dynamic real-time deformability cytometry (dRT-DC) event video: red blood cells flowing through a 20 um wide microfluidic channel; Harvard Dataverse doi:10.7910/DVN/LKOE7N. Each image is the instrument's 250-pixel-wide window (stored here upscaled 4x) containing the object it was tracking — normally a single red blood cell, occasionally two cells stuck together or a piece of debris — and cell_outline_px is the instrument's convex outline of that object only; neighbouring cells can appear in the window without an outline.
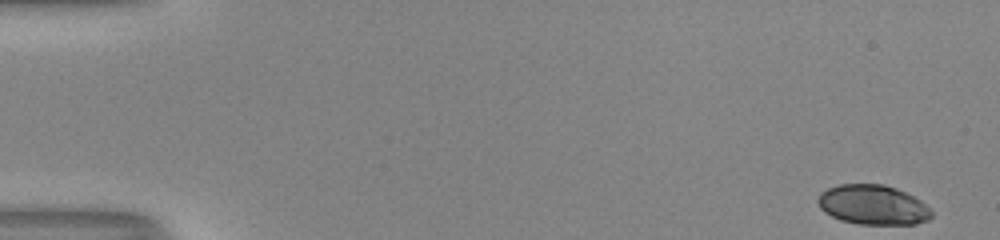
{"species": "human", "species_latin": "Homo sapiens", "temperature_condition": "room temperature", "stored_images_in_passage": 51, "camera_frame_rate_fps": 3000, "um_per_image_px": 0.085, "donor": {"sex": "male"}, "frame": {"image": 1, "passage_image": 1, "time_ms": 0.0, "image_size_px": [1000, 240], "cell_outline_px": [[932, 216], [928, 220], [916, 224], [860, 224], [840, 220], [824, 212], [820, 208], [816, 200], [820, 192], [828, 188], [840, 184], [884, 184], [896, 188], [920, 200], [932, 212]], "centroid_in_image_um": [74.16, 17.41], "position_along_channel_um": 10.8, "area_um2": 26.3}}
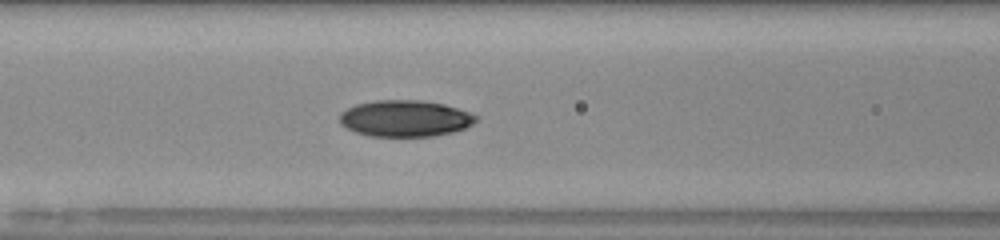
{"frame": {"image": 2, "passage_image": 22, "time_ms": 7.0, "image_size_px": [1000, 240], "cell_outline_px": [[476, 120], [472, 124], [464, 128], [452, 132], [436, 136], [368, 136], [356, 132], [340, 124], [340, 112], [356, 104], [376, 100], [420, 100], [444, 104], [468, 112], [476, 116]], "centroid_in_image_um": [34.41, 10.07], "position_along_channel_um": 132.2, "area_um2": 28.78}}
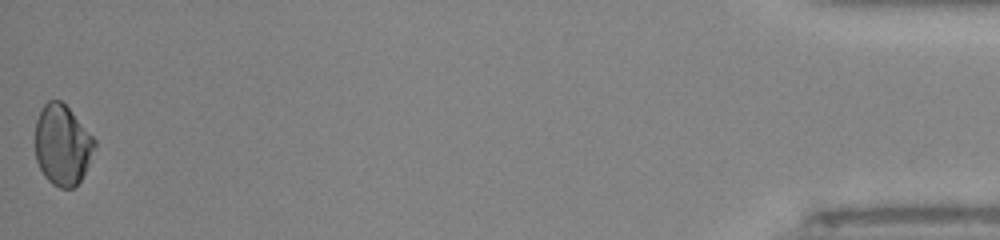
{"frame": {"image": 3, "passage_image": 51, "time_ms": 16.667, "image_size_px": [1000, 240], "cell_outline_px": [[96, 148], [80, 180], [72, 188], [60, 188], [52, 184], [44, 176], [36, 160], [36, 120], [44, 104], [48, 100], [60, 100], [72, 112], [96, 140]], "centroid_in_image_um": [5.3, 12.33], "position_along_channel_um": 429.9, "area_um2": 27.63}, "authors_computed_cell_mechanics": {"area_um2": 28.322, "velocity_mm_per_s": 4.0668, "shape_relaxation_time_tau1_ms": null, "shape_relaxation_time_tau2_ms": 4.4908, "deformation_change_tau1": null, "deformation_change_tau2": 0.0456}}